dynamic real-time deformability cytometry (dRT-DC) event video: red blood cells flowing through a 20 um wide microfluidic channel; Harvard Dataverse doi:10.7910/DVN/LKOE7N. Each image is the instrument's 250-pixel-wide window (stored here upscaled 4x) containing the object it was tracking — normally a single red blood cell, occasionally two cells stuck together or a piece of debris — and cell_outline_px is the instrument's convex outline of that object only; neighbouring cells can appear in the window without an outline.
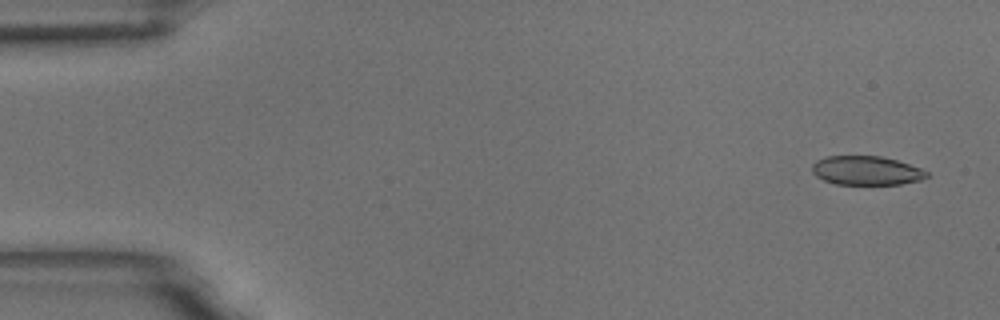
{"species": "common noctule bat (a hibernating species)", "species_latin": "Nyctalus noctula", "temperature_condition": "room temperature", "stored_images_in_passage": 5, "camera_frame_rate_fps": 3000, "um_per_image_px": 0.085, "animal": {"sex": "male", "body_mass_g": 18.8}, "frame": {"image": 1, "passage_image": 1, "time_ms": 0.0, "image_size_px": [1000, 320], "cell_outline_px": [[928, 176], [920, 180], [900, 184], [836, 184], [824, 180], [816, 176], [812, 172], [812, 164], [816, 160], [828, 156], [880, 156], [896, 160], [920, 168], [928, 172]], "centroid_in_image_um": [73.61, 14.49], "position_along_channel_um": 11.4, "area_um2": 19.25}}
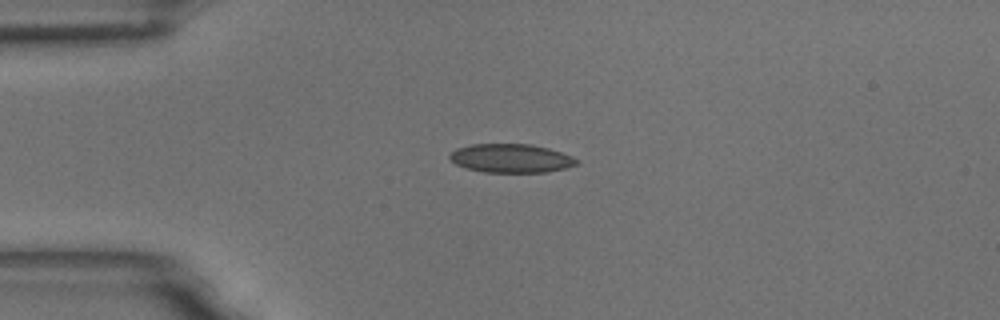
{"frame": {"image": 2, "passage_image": 4, "time_ms": 1.0, "image_size_px": [1000, 320], "cell_outline_px": [[580, 164], [564, 168], [544, 172], [484, 172], [468, 168], [456, 164], [448, 156], [456, 148], [472, 144], [532, 144], [548, 148], [572, 156], [580, 160]], "centroid_in_image_um": [43.47, 13.45], "position_along_channel_um": 41.5, "area_um2": 21.15}}